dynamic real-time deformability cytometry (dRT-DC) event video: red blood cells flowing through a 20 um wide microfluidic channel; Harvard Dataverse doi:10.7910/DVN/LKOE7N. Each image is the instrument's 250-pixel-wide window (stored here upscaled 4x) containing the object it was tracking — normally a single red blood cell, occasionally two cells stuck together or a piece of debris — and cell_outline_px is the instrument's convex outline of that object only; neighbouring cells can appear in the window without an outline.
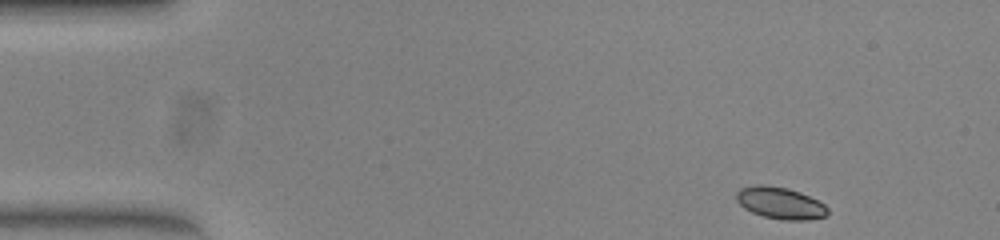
{"species": "common noctule bat (a hibernating species)", "species_latin": "Nyctalus noctula", "temperature_condition": "warm", "stored_images_in_passage": 48, "camera_frame_rate_fps": 3000, "um_per_image_px": 0.085, "animal": {"sex": "female", "body_mass_g": 23.0, "forearm_length_mm": 53.4}, "frame": {"image": 1, "passage_image": 1, "time_ms": 0.0, "image_size_px": [1000, 240], "cell_outline_px": [[828, 212], [824, 216], [804, 220], [784, 220], [764, 216], [752, 212], [744, 208], [736, 200], [736, 192], [740, 188], [756, 184], [760, 184], [788, 188], [800, 192], [824, 204], [828, 208]], "centroid_in_image_um": [66.28, 17.24], "position_along_channel_um": 18.7, "area_um2": 16.76}}
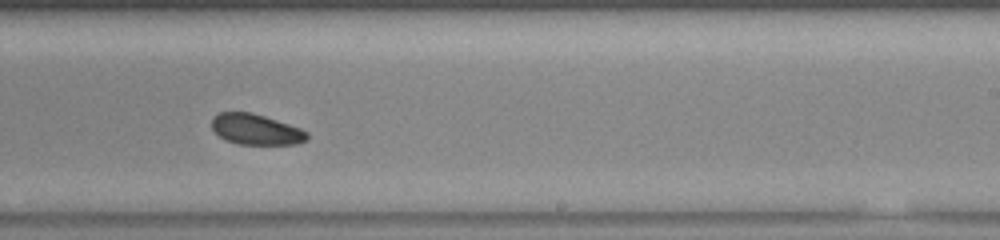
{"frame": {"image": 2, "passage_image": 28, "time_ms": 9.0, "image_size_px": [1000, 240], "cell_outline_px": [[308, 136], [304, 140], [296, 144], [240, 144], [228, 140], [220, 136], [212, 128], [212, 116], [220, 112], [252, 112], [300, 128], [308, 132]], "centroid_in_image_um": [21.74, 10.99], "position_along_channel_um": 267.3, "area_um2": 16.76}}
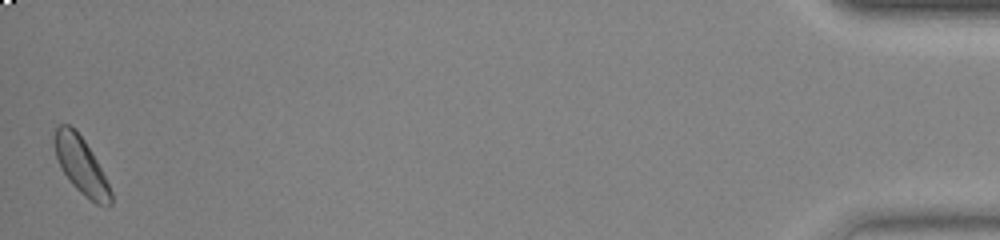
{"frame": {"image": 3, "passage_image": 48, "time_ms": 15.667, "image_size_px": [1000, 240], "cell_outline_px": [[112, 204], [96, 204], [84, 196], [72, 184], [64, 172], [56, 156], [52, 136], [56, 128], [60, 124], [68, 124], [84, 140], [96, 160], [112, 192]], "centroid_in_image_um": [6.87, 14.06], "position_along_channel_um": 428.3, "area_um2": 18.15}, "authors_computed_cell_mechanics": {"area_um2": 17.918, "velocity_mm_per_s": 3.8507, "shape_relaxation_time_tau1_ms": 1.3288, "shape_relaxation_time_tau2_ms": null, "deformation_change_tau1": 0.053, "deformation_change_tau2": null}}